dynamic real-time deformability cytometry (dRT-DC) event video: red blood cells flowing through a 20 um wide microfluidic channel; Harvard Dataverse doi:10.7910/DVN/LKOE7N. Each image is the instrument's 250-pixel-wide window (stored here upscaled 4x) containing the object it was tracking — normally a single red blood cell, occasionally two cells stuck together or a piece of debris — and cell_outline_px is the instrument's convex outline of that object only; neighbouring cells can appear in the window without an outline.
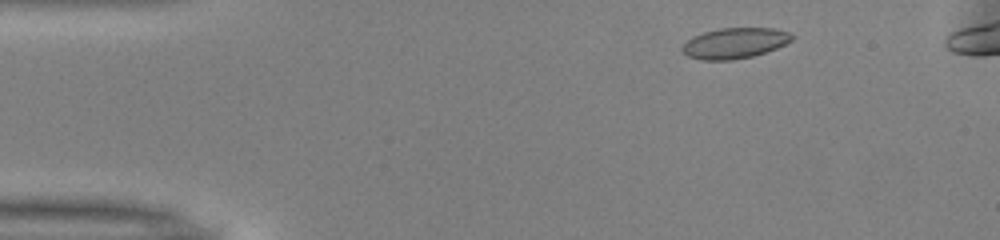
{"species": "common noctule bat (a hibernating species)", "species_latin": "Nyctalus noctula", "temperature_condition": "warm", "stored_images_in_passage": 37, "camera_frame_rate_fps": 3000, "um_per_image_px": 0.085, "animal": {"sex": "male", "body_mass_g": 13.0, "forearm_length_mm": 53.1}, "frame": {"image": 1, "passage_image": 4, "time_ms": 1.0, "image_size_px": [1000, 240], "cell_outline_px": [[796, 36], [792, 40], [776, 48], [752, 56], [732, 60], [704, 60], [688, 56], [680, 48], [692, 36], [704, 32], [720, 28], [772, 28], [788, 32]], "centroid_in_image_um": [62.45, 3.66], "position_along_channel_um": 22.6, "area_um2": 19.42}}
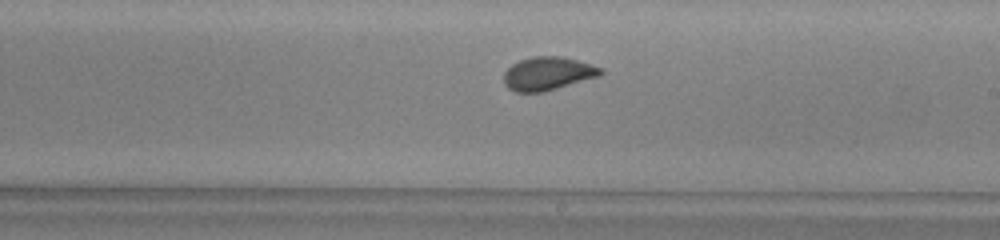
{"frame": {"image": 2, "passage_image": 26, "time_ms": 8.333, "image_size_px": [1000, 240], "cell_outline_px": [[604, 72], [600, 76], [544, 92], [516, 92], [508, 88], [504, 84], [504, 72], [512, 64], [520, 60], [532, 56], [560, 56], [592, 64], [604, 68]], "centroid_in_image_um": [46.58, 6.25], "position_along_channel_um": 242.4, "area_um2": 18.96}}
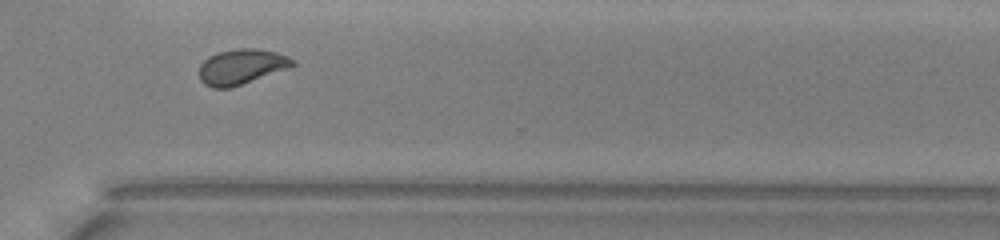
{"frame": {"image": 3, "passage_image": 34, "time_ms": 11.0, "image_size_px": [1000, 240], "cell_outline_px": [[296, 64], [288, 68], [232, 88], [212, 88], [204, 84], [200, 80], [200, 64], [208, 56], [216, 52], [236, 48], [256, 48], [276, 52], [288, 56]], "centroid_in_image_um": [20.49, 5.67], "position_along_channel_um": 350.1, "area_um2": 19.31}, "authors_computed_cell_mechanics": {"area_um2": 19.074, "velocity_mm_per_s": 4.0273, "shape_relaxation_time_tau1_ms": 2.8282, "shape_relaxation_time_tau2_ms": null, "deformation_change_tau1": 0.0985, "deformation_change_tau2": null}}